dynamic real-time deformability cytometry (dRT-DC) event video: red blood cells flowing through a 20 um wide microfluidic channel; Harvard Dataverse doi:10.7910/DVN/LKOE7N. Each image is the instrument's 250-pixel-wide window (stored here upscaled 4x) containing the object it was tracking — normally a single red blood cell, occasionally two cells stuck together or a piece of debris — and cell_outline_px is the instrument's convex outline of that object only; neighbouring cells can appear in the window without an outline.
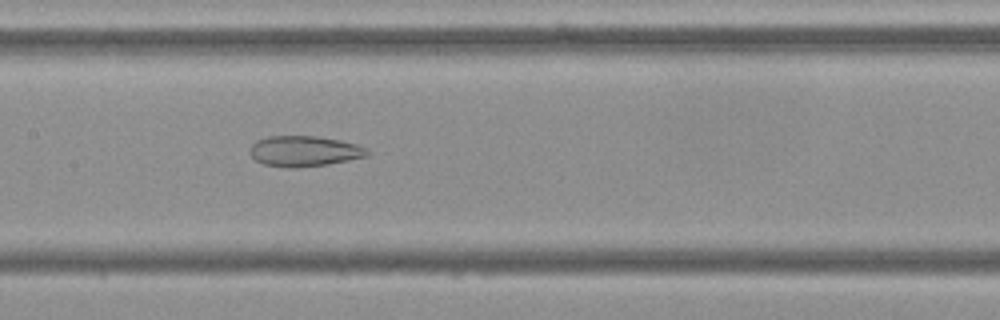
{"species": "Egyptian fruit bat (a non-hibernating species)", "species_latin": "Rousettus aegyptiacus", "temperature_condition": "cold", "stored_images_in_passage": 54, "camera_frame_rate_fps": 3000, "um_per_image_px": 0.085, "frame": {"image": 1, "passage_image": 26, "time_ms": 8.333, "image_size_px": [1000, 320], "cell_outline_px": [[368, 156], [328, 164], [292, 168], [288, 168], [264, 164], [256, 160], [248, 152], [252, 144], [256, 140], [268, 136], [316, 136], [340, 140], [356, 144], [368, 148]], "centroid_in_image_um": [25.85, 12.84], "position_along_channel_um": 181.6, "area_um2": 20.92}}
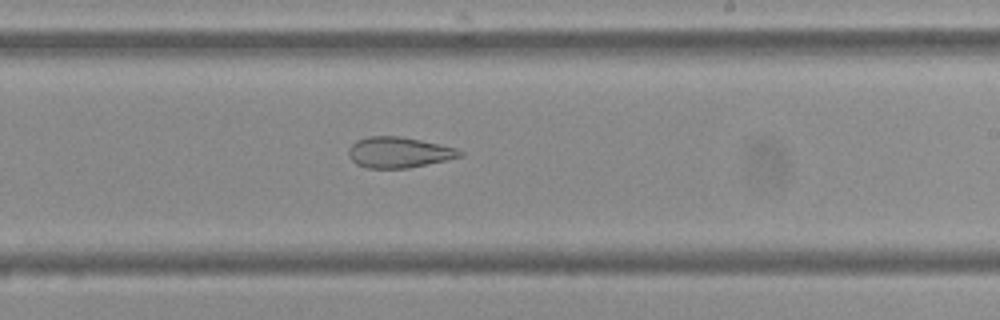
{"frame": {"image": 2, "passage_image": 32, "time_ms": 10.333, "image_size_px": [1000, 320], "cell_outline_px": [[464, 156], [448, 160], [408, 168], [368, 168], [356, 164], [348, 156], [348, 148], [356, 140], [368, 136], [400, 136], [420, 140], [456, 148], [464, 152]], "centroid_in_image_um": [33.9, 12.95], "position_along_channel_um": 255.1, "area_um2": 20.06}}
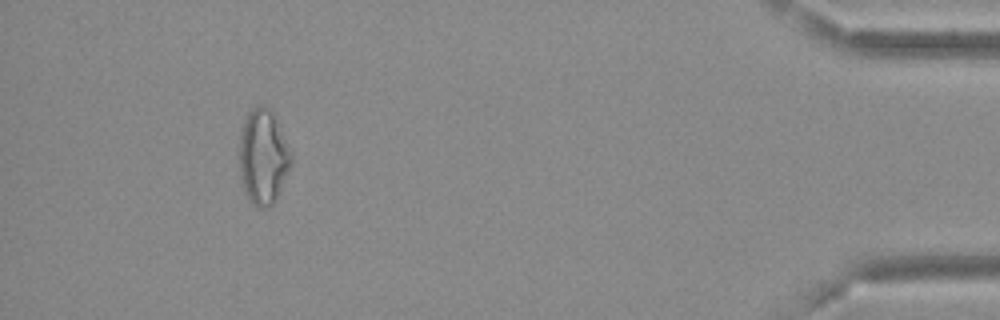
{"frame": {"image": 3, "passage_image": 50, "time_ms": 16.333, "image_size_px": [1000, 320], "cell_outline_px": [[292, 164], [280, 192], [272, 204], [264, 208], [256, 208], [248, 200], [244, 192], [240, 176], [240, 136], [244, 120], [248, 112], [256, 104], [264, 104], [272, 108], [292, 152]], "centroid_in_image_um": [22.39, 13.3], "position_along_channel_um": 412.8, "area_um2": 29.36}, "authors_computed_cell_mechanics": {"area_um2": 26.4435, "velocity_mm_per_s": 3.6901, "shape_relaxation_time_tau1_ms": null, "shape_relaxation_time_tau2_ms": 3.362, "deformation_change_tau1": null, "deformation_change_tau2": 0.1205}}